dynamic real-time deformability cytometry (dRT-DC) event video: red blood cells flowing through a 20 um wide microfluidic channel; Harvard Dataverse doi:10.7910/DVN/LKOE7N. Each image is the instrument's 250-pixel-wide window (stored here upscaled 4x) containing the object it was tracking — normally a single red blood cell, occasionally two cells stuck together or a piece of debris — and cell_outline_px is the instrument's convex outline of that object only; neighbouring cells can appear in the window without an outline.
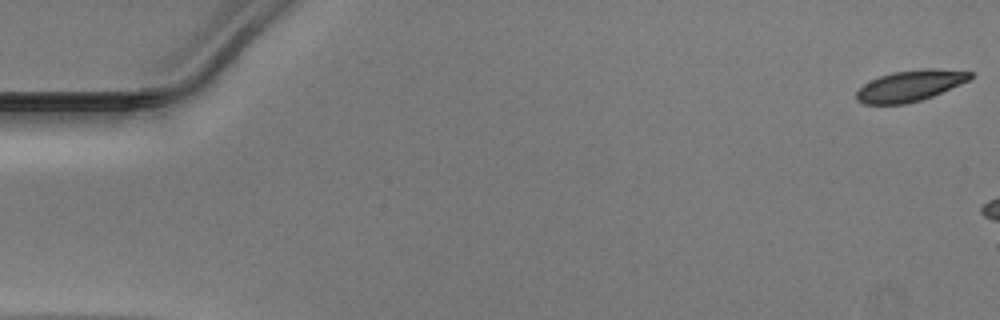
{"species": "Egyptian fruit bat (a non-hibernating species)", "species_latin": "Rousettus aegyptiacus", "temperature_condition": "warm", "stored_images_in_passage": 16, "camera_frame_rate_fps": 3000, "um_per_image_px": 0.085, "animal": {"sex": "male"}, "frame": {"image": 1, "passage_image": 1, "time_ms": 0.0, "image_size_px": [1000, 320], "cell_outline_px": [[972, 76], [968, 80], [960, 84], [932, 96], [920, 100], [904, 104], [864, 104], [856, 100], [856, 92], [864, 84], [880, 76], [892, 72], [920, 68], [936, 68], [972, 72]], "centroid_in_image_um": [77.34, 7.28], "position_along_channel_um": 7.7, "area_um2": 20.46}}
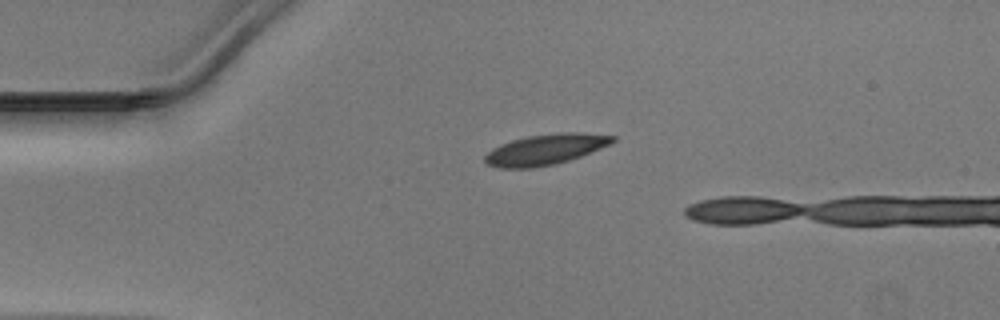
{"frame": {"image": 2, "passage_image": 12, "time_ms": 3.667, "image_size_px": [1000, 320], "cell_outline_px": [[616, 140], [612, 144], [580, 156], [568, 160], [552, 164], [532, 168], [500, 168], [488, 164], [484, 160], [484, 156], [492, 148], [500, 144], [512, 140], [528, 136], [560, 132], [580, 132], [616, 136]], "centroid_in_image_um": [46.37, 12.69], "position_along_channel_um": 38.6, "area_um2": 22.72}}